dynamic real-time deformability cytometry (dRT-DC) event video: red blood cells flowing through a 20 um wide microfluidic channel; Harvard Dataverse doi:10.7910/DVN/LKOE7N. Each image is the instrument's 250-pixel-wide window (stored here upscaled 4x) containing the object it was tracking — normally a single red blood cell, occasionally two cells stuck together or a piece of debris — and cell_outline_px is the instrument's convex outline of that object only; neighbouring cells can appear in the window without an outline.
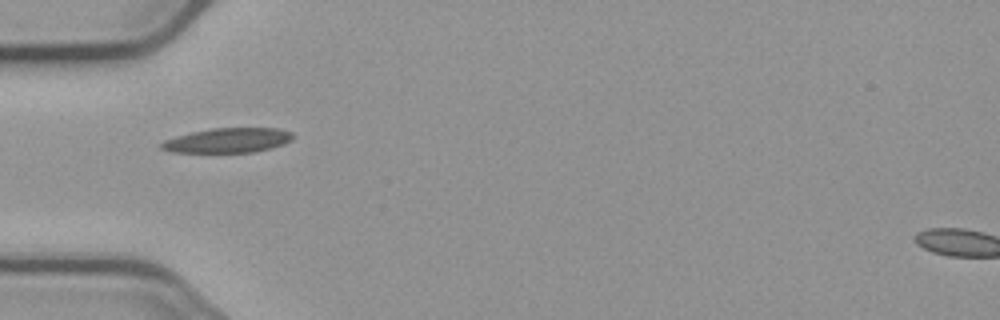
{"species": "common noctule bat (a hibernating species)", "species_latin": "Nyctalus noctula", "temperature_condition": "cold", "stored_images_in_passage": 9, "camera_frame_rate_fps": 3000, "um_per_image_px": 0.085, "animal": {"sex": "male", "body_mass_g": 23.1, "forearm_length_mm": 52.7}, "frame": {"image": 1, "passage_image": 5, "time_ms": 5.667, "image_size_px": [1000, 320], "cell_outline_px": [[292, 140], [284, 144], [272, 148], [252, 152], [172, 152], [160, 148], [160, 144], [164, 140], [176, 136], [192, 132], [212, 128], [280, 128], [292, 132]], "centroid_in_image_um": [19.38, 11.92], "position_along_channel_um": 65.6, "area_um2": 18.9}}
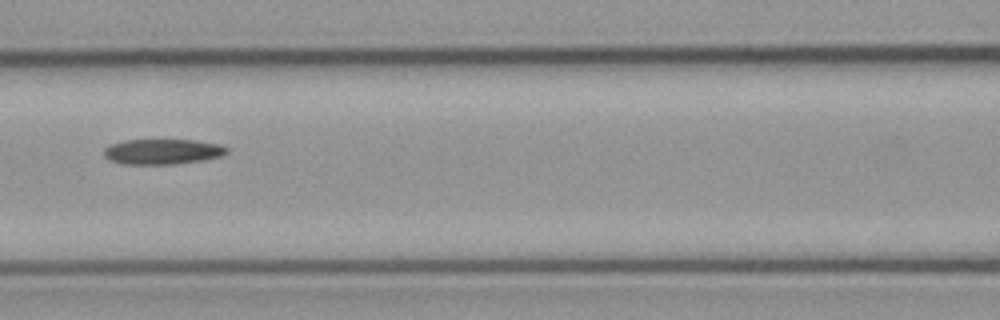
{"frame": {"image": 2, "passage_image": 7, "time_ms": 8.0, "image_size_px": [1000, 320], "cell_outline_px": [[228, 152], [220, 156], [204, 160], [176, 164], [120, 164], [108, 160], [104, 156], [104, 148], [108, 144], [124, 140], [196, 140], [220, 144], [228, 148]], "centroid_in_image_um": [13.78, 12.89], "position_along_channel_um": 152.8, "area_um2": 18.38}}
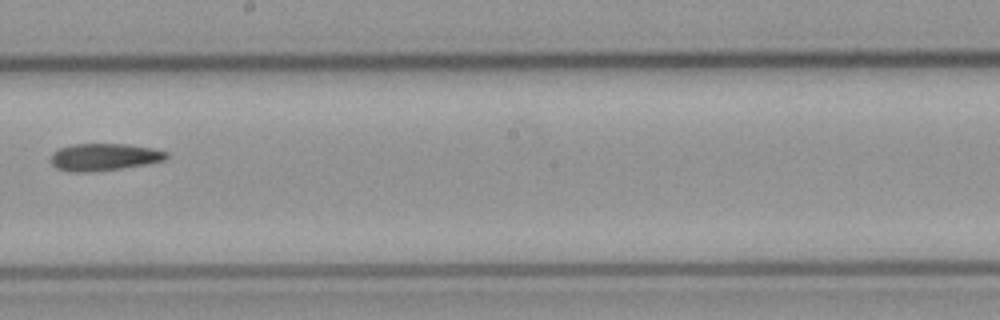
{"frame": {"image": 3, "passage_image": 9, "time_ms": 10.333, "image_size_px": [1000, 320], "cell_outline_px": [[168, 156], [164, 160], [148, 164], [96, 172], [72, 172], [56, 168], [52, 164], [52, 152], [60, 148], [72, 144], [128, 144], [152, 148], [168, 152]], "centroid_in_image_um": [8.86, 13.35], "position_along_channel_um": 239.3, "area_um2": 18.44}}